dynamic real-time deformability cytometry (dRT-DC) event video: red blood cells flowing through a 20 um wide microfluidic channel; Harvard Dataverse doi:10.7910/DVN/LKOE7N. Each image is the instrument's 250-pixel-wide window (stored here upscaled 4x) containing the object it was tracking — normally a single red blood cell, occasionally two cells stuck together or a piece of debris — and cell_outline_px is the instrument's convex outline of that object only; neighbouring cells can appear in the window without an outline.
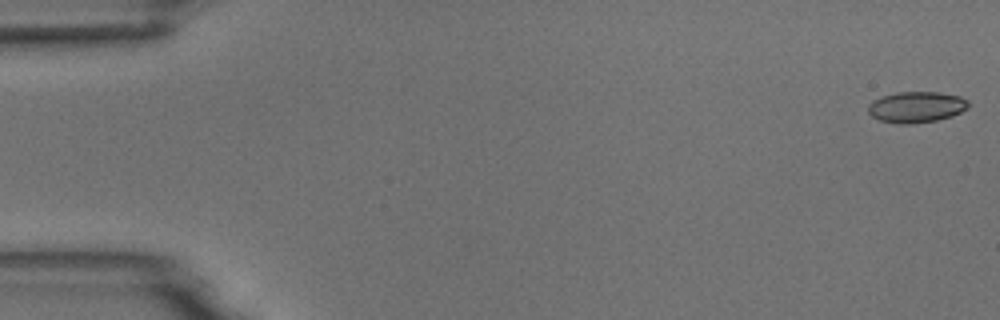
{"species": "common noctule bat (a hibernating species)", "species_latin": "Nyctalus noctula", "temperature_condition": "room temperature", "stored_images_in_passage": 7, "camera_frame_rate_fps": 3000, "um_per_image_px": 0.085, "animal": {"sex": "male", "body_mass_g": 18.8}, "frame": {"image": 1, "passage_image": 1, "time_ms": 0.0, "image_size_px": [1000, 320], "cell_outline_px": [[968, 108], [952, 116], [936, 120], [912, 124], [900, 124], [880, 120], [872, 116], [868, 112], [868, 104], [872, 100], [880, 96], [896, 92], [940, 92], [960, 96], [968, 100]], "centroid_in_image_um": [77.87, 9.09], "position_along_channel_um": 7.1, "area_um2": 18.26}}
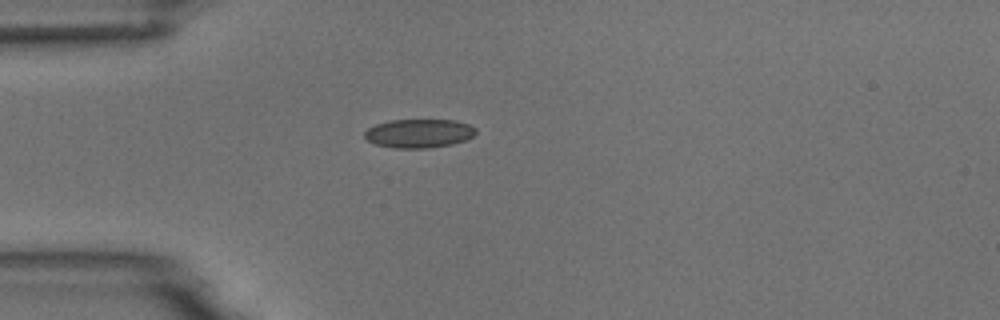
{"frame": {"image": 2, "passage_image": 5, "time_ms": 4.667, "image_size_px": [1000, 320], "cell_outline_px": [[476, 132], [472, 136], [464, 140], [452, 144], [428, 148], [392, 148], [376, 144], [368, 140], [364, 136], [364, 132], [368, 128], [376, 124], [388, 120], [456, 120], [468, 124], [476, 128]], "centroid_in_image_um": [35.59, 11.33], "position_along_channel_um": 49.4, "area_um2": 18.61}}